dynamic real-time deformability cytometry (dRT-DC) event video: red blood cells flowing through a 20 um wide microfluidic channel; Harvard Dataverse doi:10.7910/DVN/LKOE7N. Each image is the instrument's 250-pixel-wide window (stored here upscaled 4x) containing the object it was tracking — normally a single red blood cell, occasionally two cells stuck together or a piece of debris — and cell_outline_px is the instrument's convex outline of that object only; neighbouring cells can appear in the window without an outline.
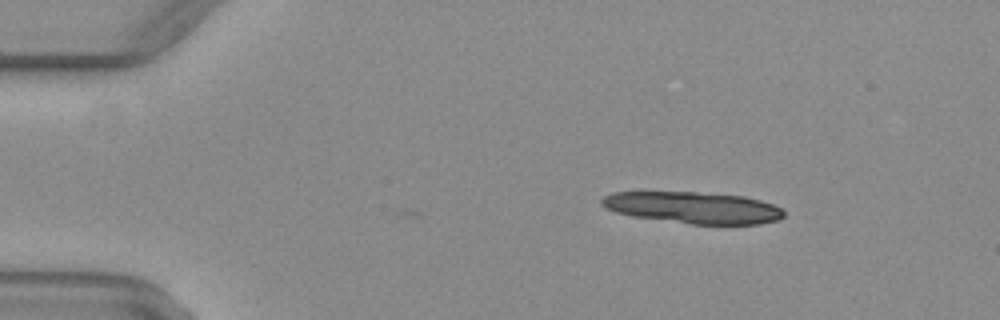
{"species": "common noctule bat (a hibernating species)", "species_latin": "Nyctalus noctula", "temperature_condition": "warm", "stored_images_in_passage": 2, "camera_frame_rate_fps": 3000, "um_per_image_px": 0.085, "animal": {"sex": "female", "body_mass_g": 29.2, "forearm_length_mm": 56.3}, "frame": {"image": 1, "passage_image": 2, "time_ms": 0.333, "image_size_px": [1000, 320], "cell_outline_px": [[784, 216], [780, 220], [760, 224], [692, 224], [632, 216], [616, 212], [604, 208], [600, 204], [600, 200], [604, 196], [612, 192], [696, 192], [744, 196], [760, 200], [784, 208]], "centroid_in_image_um": [58.93, 17.65], "position_along_channel_um": 26.1, "area_um2": 33.7}}